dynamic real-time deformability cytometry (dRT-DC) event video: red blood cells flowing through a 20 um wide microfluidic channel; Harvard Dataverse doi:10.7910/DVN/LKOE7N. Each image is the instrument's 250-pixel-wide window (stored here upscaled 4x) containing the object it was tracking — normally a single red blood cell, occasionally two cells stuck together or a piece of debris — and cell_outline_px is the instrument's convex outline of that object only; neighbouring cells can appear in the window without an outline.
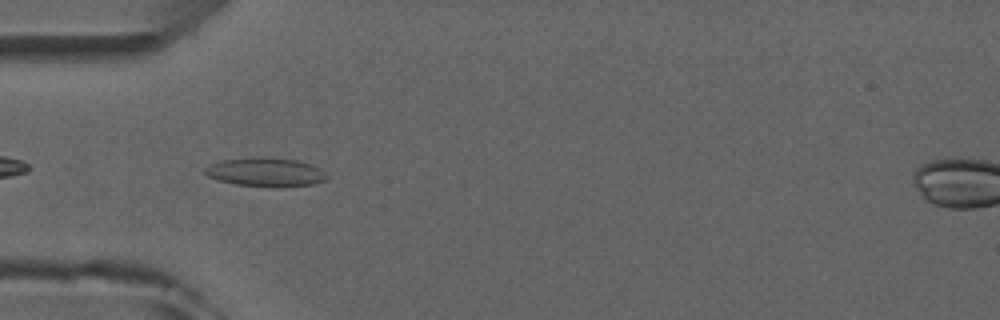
{"species": "common noctule bat (a hibernating species)", "species_latin": "Nyctalus noctula", "temperature_condition": "room temperature", "stored_images_in_passage": 6, "camera_frame_rate_fps": 3000, "um_per_image_px": 0.085, "animal": {"sex": "male", "forearm_length_mm": 52.5}, "frame": {"image": 1, "passage_image": 4, "time_ms": 3.333, "image_size_px": [1000, 320], "cell_outline_px": [[328, 176], [324, 180], [312, 184], [280, 188], [276, 188], [236, 184], [220, 180], [208, 176], [204, 172], [204, 168], [212, 164], [224, 160], [252, 156], [264, 156], [296, 160], [308, 164], [324, 172]], "centroid_in_image_um": [22.56, 14.63], "position_along_channel_um": 62.4, "area_um2": 20.46}}
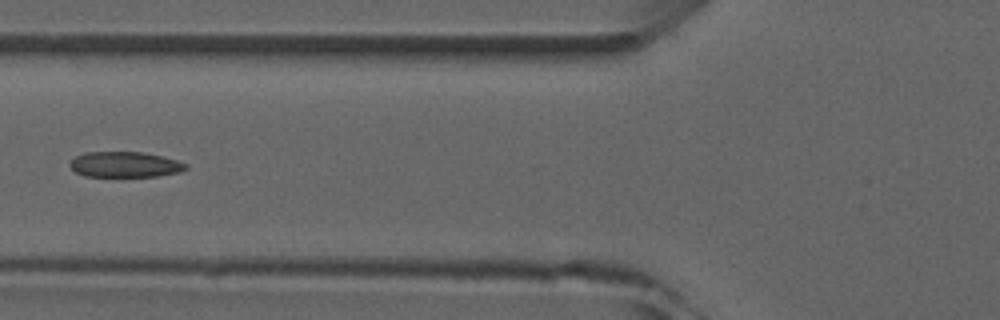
{"frame": {"image": 2, "passage_image": 5, "time_ms": 4.667, "image_size_px": [1000, 320], "cell_outline_px": [[188, 168], [180, 172], [156, 176], [84, 176], [76, 172], [68, 164], [76, 156], [88, 152], [144, 152], [176, 160], [188, 164]], "centroid_in_image_um": [10.63, 13.98], "position_along_channel_um": 115.2, "area_um2": 17.11}}
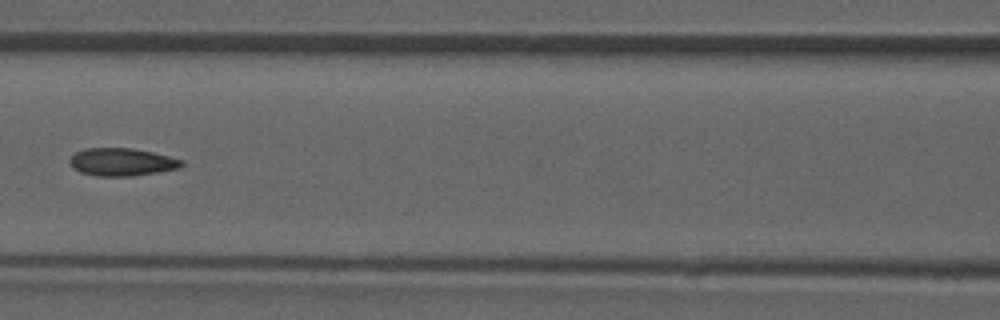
{"frame": {"image": 3, "passage_image": 6, "time_ms": 5.667, "image_size_px": [1000, 320], "cell_outline_px": [[184, 164], [180, 168], [160, 172], [132, 176], [96, 176], [80, 172], [68, 160], [76, 152], [84, 148], [132, 148], [152, 152], [184, 160]], "centroid_in_image_um": [10.39, 13.77], "position_along_channel_um": 156.2, "area_um2": 18.09}}